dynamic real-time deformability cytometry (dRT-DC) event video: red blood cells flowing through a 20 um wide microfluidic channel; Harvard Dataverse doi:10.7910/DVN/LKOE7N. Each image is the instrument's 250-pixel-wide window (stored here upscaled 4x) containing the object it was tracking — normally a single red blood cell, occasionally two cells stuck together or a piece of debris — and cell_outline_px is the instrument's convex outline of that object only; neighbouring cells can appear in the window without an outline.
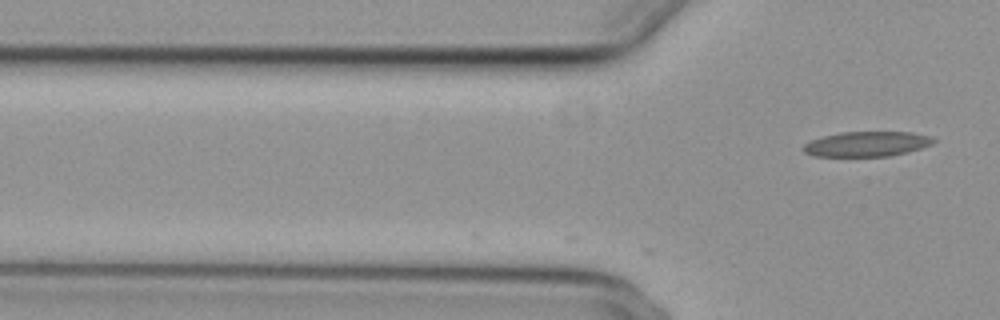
{"species": "common noctule bat (a hibernating species)", "species_latin": "Nyctalus noctula", "temperature_condition": "cold", "stored_images_in_passage": 8, "camera_frame_rate_fps": 3000, "um_per_image_px": 0.085, "animal": {"sex": "female", "body_mass_g": 29.2, "forearm_length_mm": 56.3}, "frame": {"image": 1, "passage_image": 8, "time_ms": 2.333, "image_size_px": [1000, 320], "cell_outline_px": [[936, 140], [932, 144], [908, 152], [888, 156], [812, 156], [804, 152], [800, 148], [804, 144], [812, 140], [824, 136], [840, 132], [912, 132], [932, 136]], "centroid_in_image_um": [73.67, 12.24], "position_along_channel_um": 52.1, "area_um2": 19.02}}